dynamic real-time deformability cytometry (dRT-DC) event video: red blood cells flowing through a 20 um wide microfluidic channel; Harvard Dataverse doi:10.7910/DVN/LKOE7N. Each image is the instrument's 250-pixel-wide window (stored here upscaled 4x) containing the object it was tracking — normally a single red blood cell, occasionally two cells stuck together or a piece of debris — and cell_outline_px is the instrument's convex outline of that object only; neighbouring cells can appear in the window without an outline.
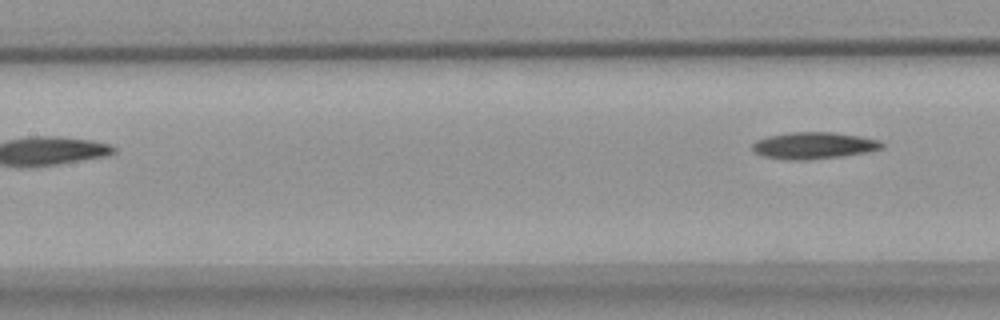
{"species": "common noctule bat (a hibernating species)", "species_latin": "Nyctalus noctula", "temperature_condition": "warm", "stored_images_in_passage": 5, "camera_frame_rate_fps": 3000, "um_per_image_px": 0.085, "animal": {"sex": "female", "body_mass_g": 18.4}, "frame": {"image": 1, "passage_image": 5, "time_ms": 5.0, "image_size_px": [1000, 320], "cell_outline_px": [[884, 148], [868, 152], [840, 156], [808, 160], [784, 160], [764, 156], [756, 152], [752, 148], [752, 144], [756, 140], [768, 136], [792, 132], [832, 132], [860, 136], [880, 140], [884, 144]], "centroid_in_image_um": [69.19, 12.37], "position_along_channel_um": 138.2, "area_um2": 20.23}}